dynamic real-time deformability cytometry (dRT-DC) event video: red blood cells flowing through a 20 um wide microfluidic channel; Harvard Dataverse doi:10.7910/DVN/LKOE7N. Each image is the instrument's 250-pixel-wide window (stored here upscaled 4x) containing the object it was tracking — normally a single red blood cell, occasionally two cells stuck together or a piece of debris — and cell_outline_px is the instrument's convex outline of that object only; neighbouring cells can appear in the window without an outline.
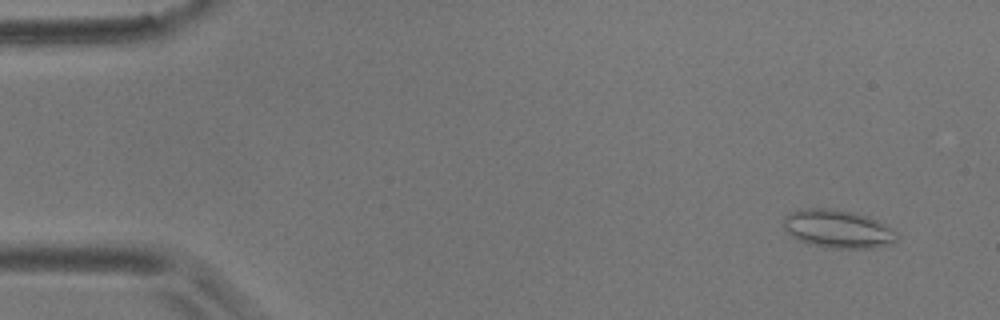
{"species": "common noctule bat (a hibernating species)", "species_latin": "Nyctalus noctula", "temperature_condition": "room temperature", "stored_images_in_passage": 55, "camera_frame_rate_fps": 3000, "um_per_image_px": 0.085, "animal": {"sex": "male", "body_mass_g": 17.9}, "frame": {"image": 1, "passage_image": 4, "time_ms": 1.0, "image_size_px": [1000, 320], "cell_outline_px": [[900, 236], [892, 244], [872, 248], [832, 248], [808, 244], [792, 236], [784, 228], [784, 216], [792, 212], [808, 208], [828, 208], [852, 212], [868, 216], [876, 220], [896, 232]], "centroid_in_image_um": [71.23, 19.47], "position_along_channel_um": 13.8, "area_um2": 25.03}}
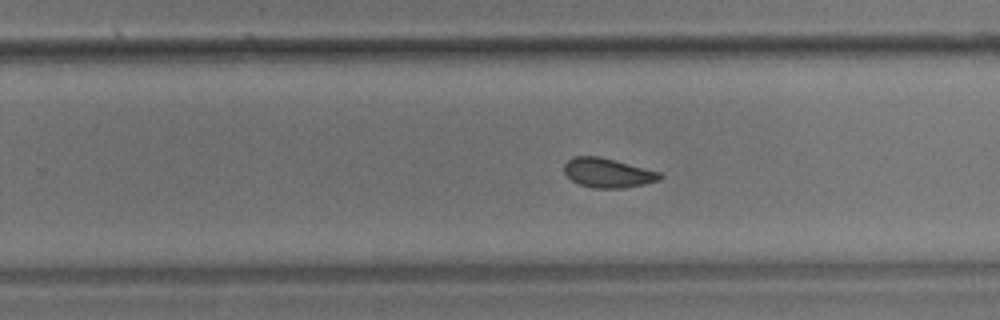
{"frame": {"image": 2, "passage_image": 35, "time_ms": 11.333, "image_size_px": [1000, 320], "cell_outline_px": [[664, 176], [660, 180], [644, 184], [624, 188], [596, 188], [580, 184], [572, 180], [564, 172], [564, 164], [572, 156], [600, 156], [660, 172]], "centroid_in_image_um": [51.67, 14.69], "position_along_channel_um": 278.1, "area_um2": 16.36}}
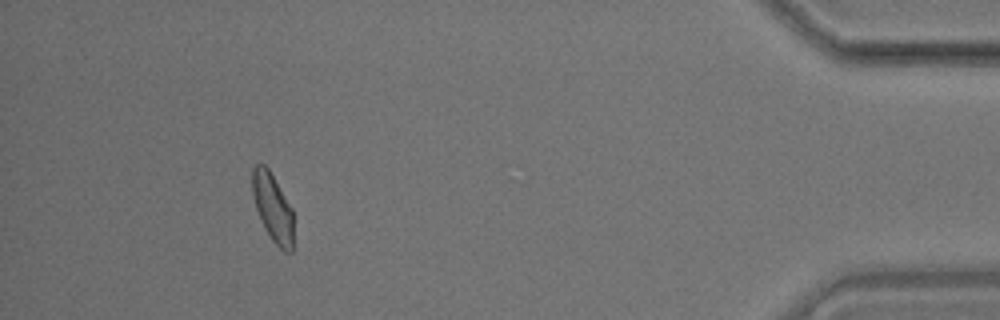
{"frame": {"image": 3, "passage_image": 51, "time_ms": 16.667, "image_size_px": [1000, 320], "cell_outline_px": [[292, 252], [284, 252], [272, 240], [264, 228], [260, 220], [252, 196], [252, 168], [256, 164], [264, 164], [268, 168], [292, 208]], "centroid_in_image_um": [23.15, 17.63], "position_along_channel_um": 412.0, "area_um2": 16.24}, "authors_computed_cell_mechanics": {"area_um2": 17.1088, "velocity_mm_per_s": 3.6226, "shape_relaxation_time_tau1_ms": null, "shape_relaxation_time_tau2_ms": 4.8692, "deformation_change_tau1": null, "deformation_change_tau2": 0.111}}